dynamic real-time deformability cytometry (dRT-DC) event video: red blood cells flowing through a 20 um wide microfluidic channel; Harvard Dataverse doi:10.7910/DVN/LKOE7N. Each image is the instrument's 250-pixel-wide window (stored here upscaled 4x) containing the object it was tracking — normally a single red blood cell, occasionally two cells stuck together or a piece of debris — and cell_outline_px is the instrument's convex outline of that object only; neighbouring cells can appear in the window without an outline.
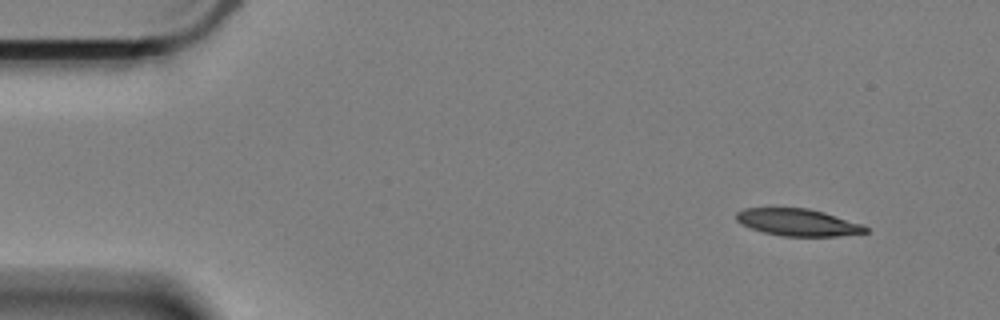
{"species": "Egyptian fruit bat (a non-hibernating species)", "species_latin": "Rousettus aegyptiacus", "temperature_condition": "cold", "stored_images_in_passage": 54, "camera_frame_rate_fps": 3000, "um_per_image_px": 0.085, "animal": {"sex": "female"}, "frame": {"image": 1, "passage_image": 1, "time_ms": 0.0, "image_size_px": [1000, 320], "cell_outline_px": [[868, 232], [836, 236], [784, 236], [764, 232], [752, 228], [736, 220], [736, 212], [744, 208], [808, 208], [824, 212], [864, 224], [868, 228]], "centroid_in_image_um": [67.86, 18.89], "position_along_channel_um": 17.1, "area_um2": 20.29}}
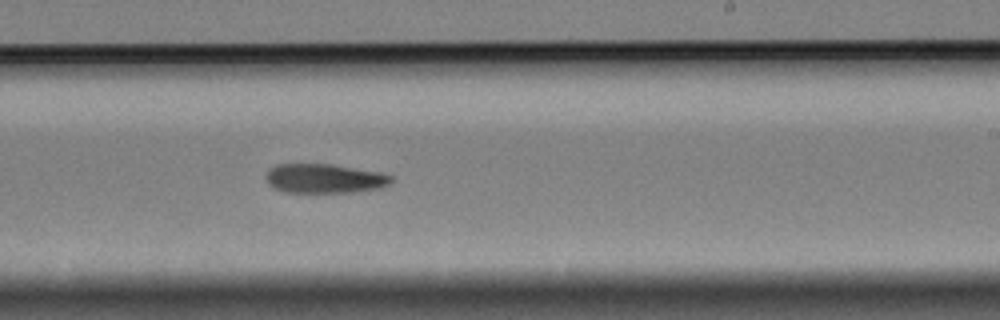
{"frame": {"image": 2, "passage_image": 31, "time_ms": 10.0, "image_size_px": [1000, 320], "cell_outline_px": [[392, 180], [388, 184], [380, 188], [352, 192], [284, 192], [268, 184], [264, 176], [268, 168], [276, 164], [332, 164], [380, 172], [392, 176]], "centroid_in_image_um": [27.53, 15.16], "position_along_channel_um": 261.5, "area_um2": 21.44}}
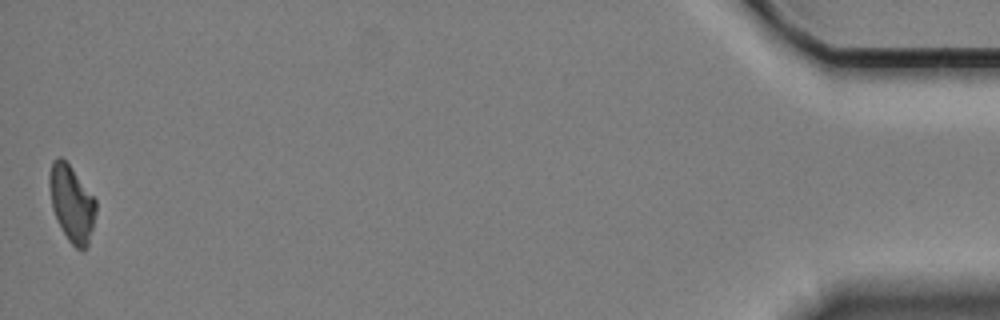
{"frame": {"image": 3, "passage_image": 54, "time_ms": 17.667, "image_size_px": [1000, 320], "cell_outline_px": [[96, 212], [88, 248], [84, 252], [76, 248], [68, 240], [52, 208], [48, 184], [48, 176], [52, 160], [56, 156], [60, 156], [72, 168], [96, 200]], "centroid_in_image_um": [6.09, 17.29], "position_along_channel_um": 429.1, "area_um2": 20.75}, "authors_computed_cell_mechanics": {"area_um2": 21.8773, "velocity_mm_per_s": 3.368, "shape_relaxation_time_tau1_ms": 8.7222, "shape_relaxation_time_tau2_ms": null, "deformation_change_tau1": 0.1883, "deformation_change_tau2": null}}